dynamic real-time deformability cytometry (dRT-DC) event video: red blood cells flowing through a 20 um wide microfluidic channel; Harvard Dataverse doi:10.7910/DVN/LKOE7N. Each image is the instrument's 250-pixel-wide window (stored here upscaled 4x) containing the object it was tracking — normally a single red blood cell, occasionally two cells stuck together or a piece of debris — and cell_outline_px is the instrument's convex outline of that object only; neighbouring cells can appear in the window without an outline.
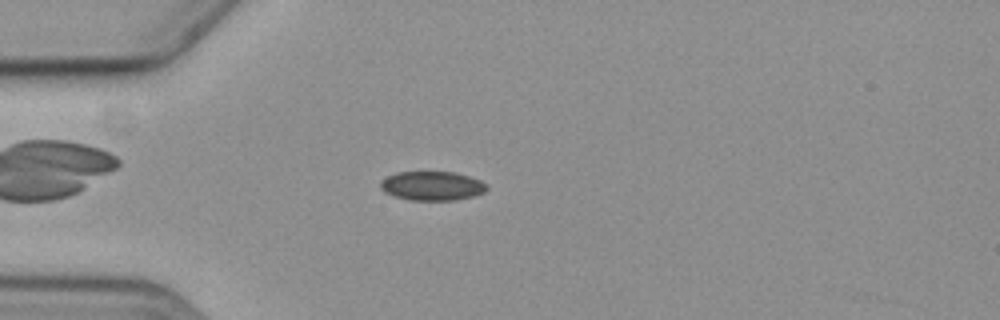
{"species": "common noctule bat (a hibernating species)", "species_latin": "Nyctalus noctula", "temperature_condition": "cold", "stored_images_in_passage": 6, "camera_frame_rate_fps": 3000, "um_per_image_px": 0.085, "animal": {"sex": "female", "body_mass_g": 19.3, "forearm_length_mm": 54.1}, "frame": {"image": 1, "passage_image": 6, "time_ms": 6.333, "image_size_px": [1000, 320], "cell_outline_px": [[488, 188], [484, 192], [472, 196], [452, 200], [408, 200], [384, 192], [380, 188], [380, 184], [388, 176], [396, 172], [456, 172], [480, 180]], "centroid_in_image_um": [36.72, 15.79], "position_along_channel_um": 48.3, "area_um2": 17.8}}